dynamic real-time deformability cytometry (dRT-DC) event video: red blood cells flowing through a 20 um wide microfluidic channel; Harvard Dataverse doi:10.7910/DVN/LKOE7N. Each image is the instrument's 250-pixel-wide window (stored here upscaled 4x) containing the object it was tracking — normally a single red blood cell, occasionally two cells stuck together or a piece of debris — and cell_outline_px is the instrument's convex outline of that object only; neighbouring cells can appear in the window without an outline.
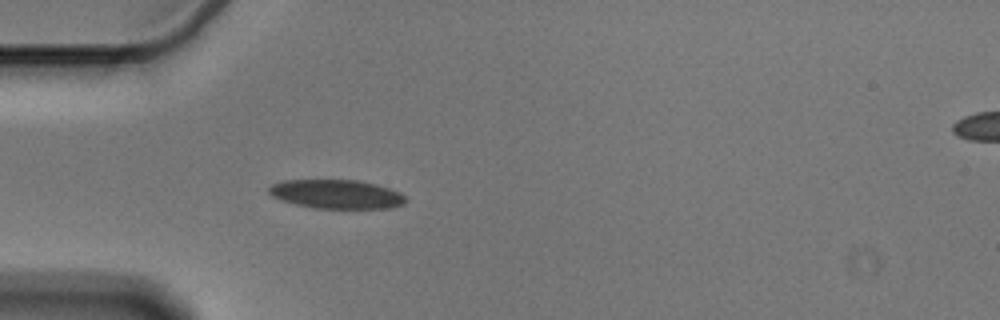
{"species": "Egyptian fruit bat (a non-hibernating species)", "species_latin": "Rousettus aegyptiacus", "temperature_condition": "cold", "stored_images_in_passage": 41, "camera_frame_rate_fps": 3000, "um_per_image_px": 0.085, "animal": {"sex": "male"}, "frame": {"image": 1, "passage_image": 1, "time_ms": 0.0, "image_size_px": [1000, 320], "cell_outline_px": [[408, 200], [404, 204], [392, 208], [312, 208], [280, 200], [272, 196], [268, 192], [268, 188], [272, 184], [284, 180], [360, 180], [376, 184], [400, 192]], "centroid_in_image_um": [28.61, 16.5], "position_along_channel_um": 56.4, "area_um2": 23.18}}
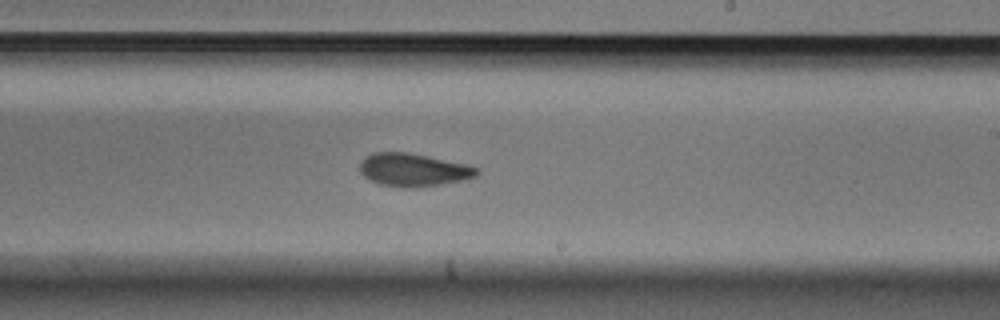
{"frame": {"image": 2, "passage_image": 18, "time_ms": 5.667, "image_size_px": [1000, 320], "cell_outline_px": [[480, 172], [476, 176], [468, 180], [420, 188], [404, 188], [380, 184], [364, 176], [360, 172], [360, 164], [364, 156], [372, 152], [408, 152], [468, 164], [480, 168]], "centroid_in_image_um": [35.19, 14.45], "position_along_channel_um": 253.8, "area_um2": 23.0}}
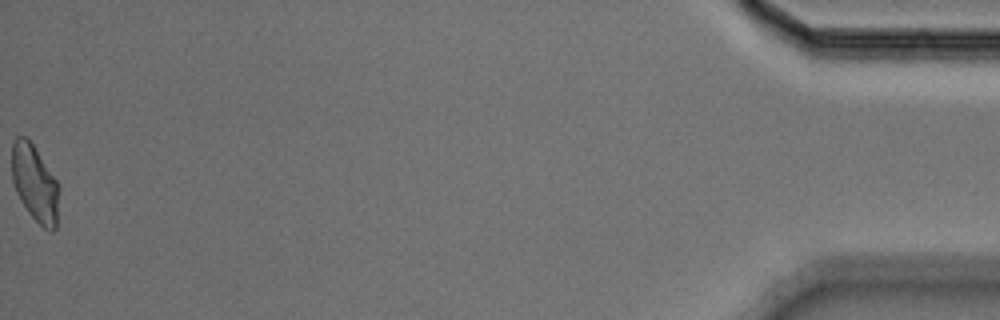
{"frame": {"image": 3, "passage_image": 41, "time_ms": 13.333, "image_size_px": [1000, 320], "cell_outline_px": [[60, 188], [56, 228], [52, 232], [44, 228], [28, 212], [20, 200], [16, 192], [12, 180], [12, 144], [16, 136], [24, 136], [32, 144], [56, 180]], "centroid_in_image_um": [2.96, 15.61], "position_along_channel_um": 432.2, "area_um2": 20.92}, "authors_computed_cell_mechanics": {"area_um2": 22.1952, "velocity_mm_per_s": 3.5792, "shape_relaxation_time_tau1_ms": 7.1232, "shape_relaxation_time_tau2_ms": 2.3176, "deformation_change_tau1": 0.1462, "deformation_change_tau2": 0.0828}}